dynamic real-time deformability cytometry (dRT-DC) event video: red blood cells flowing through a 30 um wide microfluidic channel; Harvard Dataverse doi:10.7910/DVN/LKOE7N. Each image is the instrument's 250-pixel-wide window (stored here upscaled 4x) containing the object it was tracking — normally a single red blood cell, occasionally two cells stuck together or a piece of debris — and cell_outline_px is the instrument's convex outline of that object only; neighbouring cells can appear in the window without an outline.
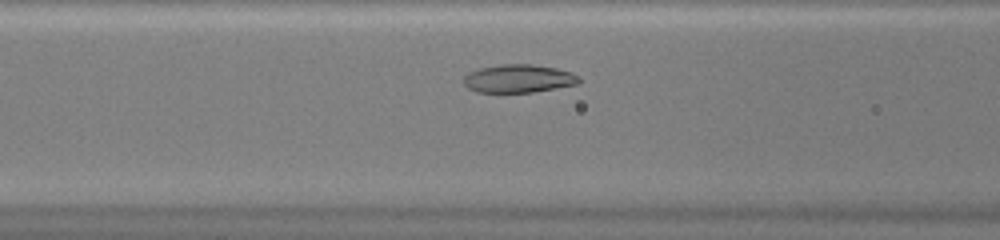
{"species": "common noctule bat (a hibernating species)", "species_latin": "Nyctalus noctula", "temperature_condition": "warm", "stored_images_in_passage": 29, "camera_frame_rate_fps": 3000, "um_per_image_px": 0.085, "animal": {"sex": "female", "body_mass_g": 20.0, "forearm_length_mm": 54.0}, "frame": {"image": 1, "passage_image": 8, "time_ms": 2.333, "image_size_px": [1000, 240], "cell_outline_px": [[580, 80], [576, 84], [532, 92], [476, 92], [468, 88], [464, 84], [464, 76], [468, 72], [480, 68], [500, 64], [532, 64], [556, 68], [572, 72]], "centroid_in_image_um": [44.03, 6.67], "position_along_channel_um": 122.6, "area_um2": 18.79}}
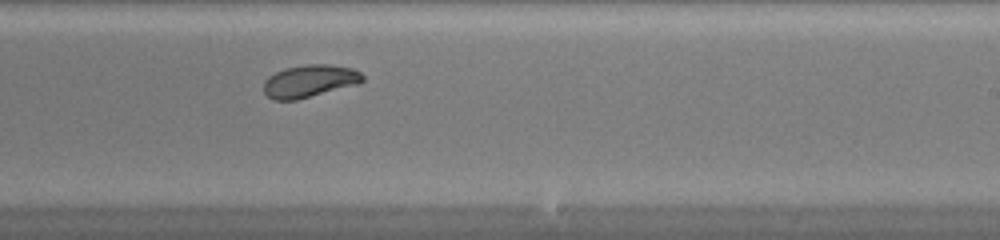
{"frame": {"image": 2, "passage_image": 18, "time_ms": 5.667, "image_size_px": [1000, 240], "cell_outline_px": [[364, 80], [356, 84], [296, 100], [272, 100], [264, 92], [264, 80], [268, 76], [284, 68], [308, 64], [328, 64], [352, 68], [360, 72], [364, 76]], "centroid_in_image_um": [26.28, 6.88], "position_along_channel_um": 262.7, "area_um2": 18.61}}
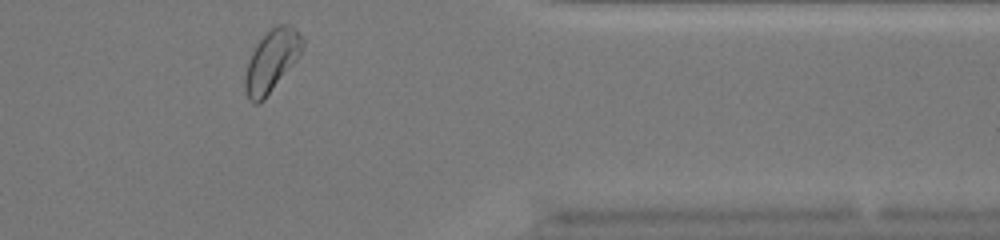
{"frame": {"image": 3, "passage_image": 28, "time_ms": 9.0, "image_size_px": [1000, 240], "cell_outline_px": [[304, 44], [300, 56], [264, 100], [260, 104], [252, 104], [248, 100], [244, 88], [244, 72], [248, 60], [256, 44], [276, 24], [288, 24], [304, 40]], "centroid_in_image_um": [23.05, 5.23], "position_along_channel_um": 388.3, "area_um2": 20.75}, "authors_computed_cell_mechanics": {"area_um2": 18.9006, "velocity_mm_per_s": 4.2159, "shape_relaxation_time_tau1_ms": 4.8287, "shape_relaxation_time_tau2_ms": null, "deformation_change_tau1": 0.1552, "deformation_change_tau2": null}}